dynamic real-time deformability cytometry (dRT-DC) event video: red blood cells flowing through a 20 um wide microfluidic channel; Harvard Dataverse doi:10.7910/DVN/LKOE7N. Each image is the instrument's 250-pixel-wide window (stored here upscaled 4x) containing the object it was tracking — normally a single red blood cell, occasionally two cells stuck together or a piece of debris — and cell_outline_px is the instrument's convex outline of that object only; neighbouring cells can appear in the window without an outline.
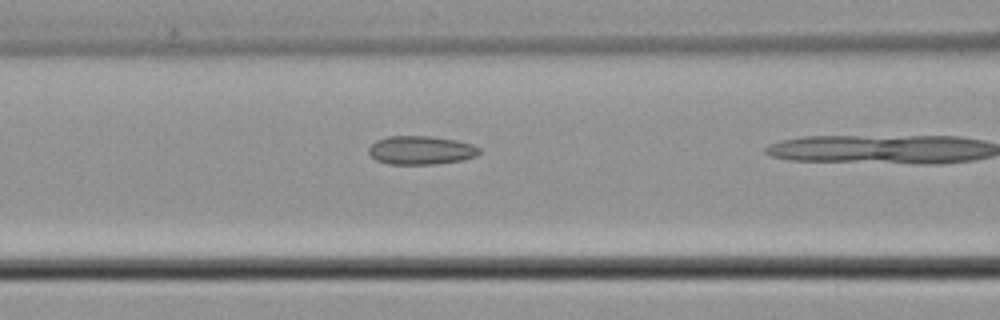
{"species": "common noctule bat (a hibernating species)", "species_latin": "Nyctalus noctula", "temperature_condition": "cold", "stored_images_in_passage": 4, "camera_frame_rate_fps": 3000, "um_per_image_px": 0.085, "animal": {"sex": "male", "body_mass_g": 21.5, "forearm_length_mm": 52.0}, "frame": {"image": 1, "passage_image": 3, "time_ms": 0.667, "image_size_px": [1000, 320], "cell_outline_px": [[480, 152], [476, 156], [464, 160], [436, 164], [388, 164], [376, 160], [368, 152], [368, 148], [376, 140], [388, 136], [428, 136], [456, 140], [472, 144], [480, 148]], "centroid_in_image_um": [35.78, 12.77], "position_along_channel_um": 130.8, "area_um2": 18.5}}